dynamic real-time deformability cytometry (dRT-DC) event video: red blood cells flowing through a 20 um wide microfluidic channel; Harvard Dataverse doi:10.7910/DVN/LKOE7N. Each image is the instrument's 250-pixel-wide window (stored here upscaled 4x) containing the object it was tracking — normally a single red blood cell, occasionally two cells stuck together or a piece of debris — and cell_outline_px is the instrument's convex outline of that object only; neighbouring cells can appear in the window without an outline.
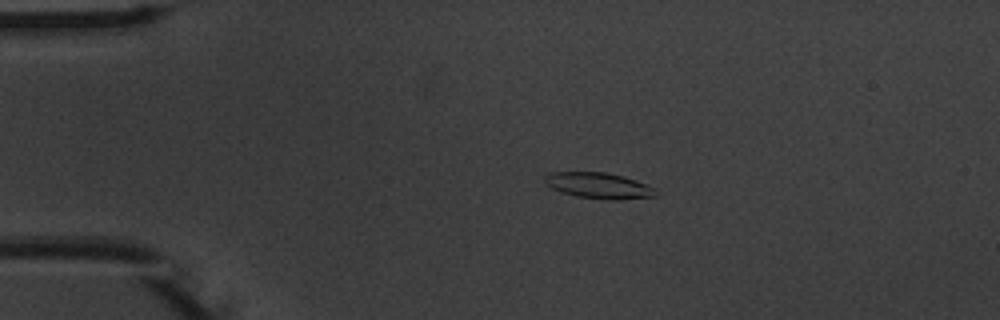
{"species": "common noctule bat (a hibernating species)", "species_latin": "Nyctalus noctula", "temperature_condition": "warm", "stored_images_in_passage": 46, "camera_frame_rate_fps": 3000, "um_per_image_px": 0.085, "animal": {"sex": "male", "body_mass_g": 20.1, "forearm_length_mm": 53.5}, "frame": {"image": 1, "passage_image": 3, "time_ms": 0.667, "image_size_px": [1000, 320], "cell_outline_px": [[656, 196], [620, 200], [608, 200], [576, 196], [560, 192], [544, 184], [544, 176], [552, 172], [604, 172], [624, 176], [636, 180], [656, 188]], "centroid_in_image_um": [50.89, 15.78], "position_along_channel_um": 34.1, "area_um2": 16.94}}
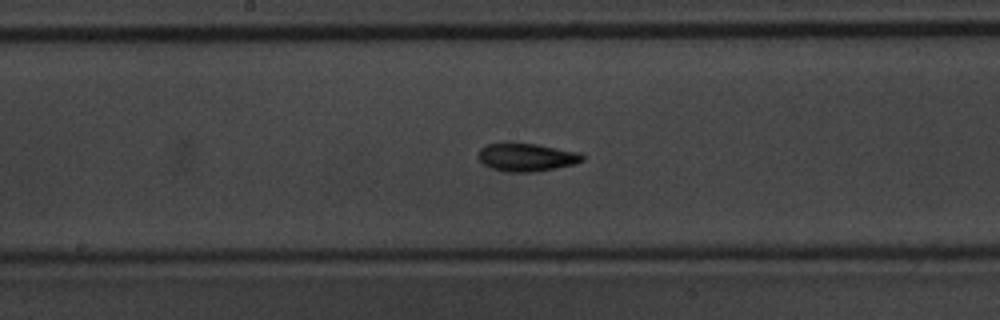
{"frame": {"image": 2, "passage_image": 20, "time_ms": 6.333, "image_size_px": [1000, 320], "cell_outline_px": [[584, 160], [572, 164], [532, 172], [508, 172], [492, 168], [484, 164], [476, 156], [480, 148], [488, 144], [508, 140], [536, 144], [580, 152], [584, 156]], "centroid_in_image_um": [44.69, 13.32], "position_along_channel_um": 203.5, "area_um2": 17.34}}
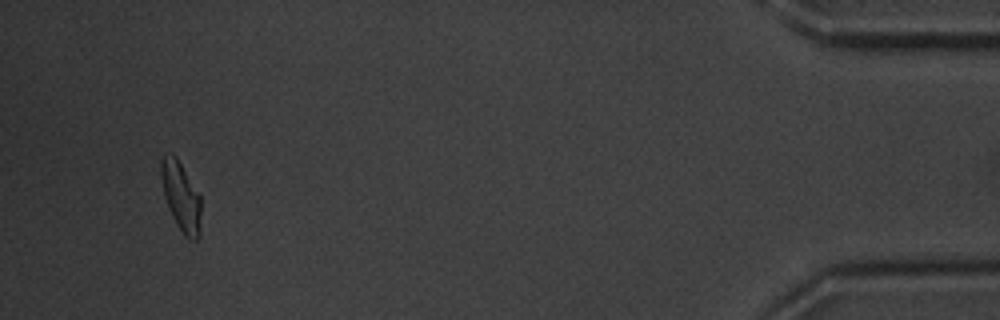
{"frame": {"image": 3, "passage_image": 43, "time_ms": 14.0, "image_size_px": [1000, 320], "cell_outline_px": [[200, 236], [196, 240], [188, 240], [184, 236], [176, 224], [172, 216], [164, 196], [160, 172], [160, 160], [164, 152], [172, 152], [176, 156], [200, 192]], "centroid_in_image_um": [15.38, 16.66], "position_along_channel_um": 419.8, "area_um2": 16.59}, "authors_computed_cell_mechanics": {"area_um2": 16.2418, "velocity_mm_per_s": 3.7674, "shape_relaxation_time_tau1_ms": 2.9661, "shape_relaxation_time_tau2_ms": 4.444, "deformation_change_tau1": 0.1564, "deformation_change_tau2": 0.121}}